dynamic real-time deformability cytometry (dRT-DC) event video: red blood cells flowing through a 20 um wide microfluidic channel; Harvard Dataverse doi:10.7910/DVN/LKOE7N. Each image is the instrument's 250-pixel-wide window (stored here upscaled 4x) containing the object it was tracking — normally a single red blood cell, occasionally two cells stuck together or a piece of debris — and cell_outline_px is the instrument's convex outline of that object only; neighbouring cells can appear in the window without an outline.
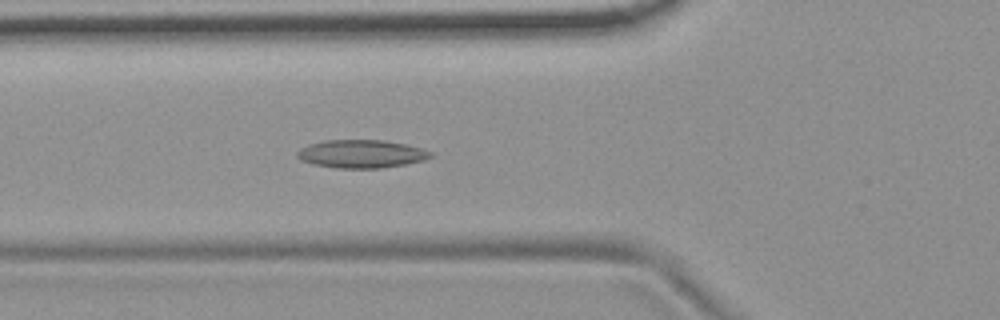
{"species": "common noctule bat (a hibernating species)", "species_latin": "Nyctalus noctula", "temperature_condition": "room temperature", "stored_images_in_passage": 49, "camera_frame_rate_fps": 3000, "um_per_image_px": 0.085, "animal": {"sex": "female", "body_mass_g": 19.9}, "frame": {"image": 1, "passage_image": 20, "time_ms": 6.333, "image_size_px": [1000, 320], "cell_outline_px": [[432, 156], [424, 160], [404, 164], [380, 168], [336, 168], [312, 164], [300, 160], [296, 156], [296, 152], [300, 148], [308, 144], [324, 140], [384, 140], [404, 144], [420, 148], [432, 152]], "centroid_in_image_um": [30.65, 13.08], "position_along_channel_um": 95.1, "area_um2": 21.85}}
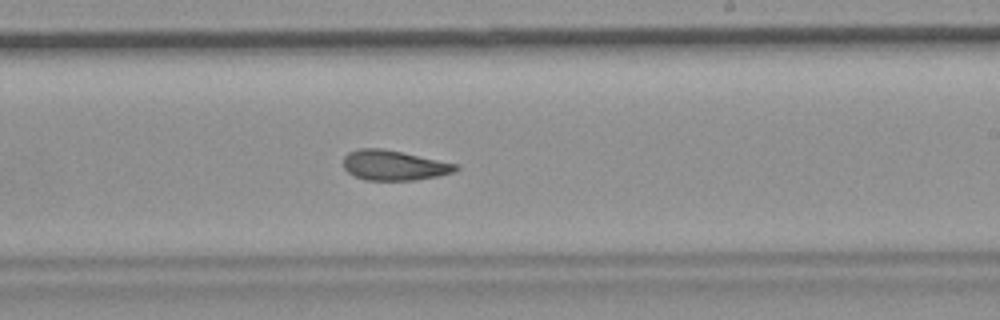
{"frame": {"image": 2, "passage_image": 33, "time_ms": 10.667, "image_size_px": [1000, 320], "cell_outline_px": [[460, 168], [456, 172], [416, 180], [364, 180], [352, 176], [344, 168], [344, 156], [348, 152], [360, 148], [384, 148], [460, 164]], "centroid_in_image_um": [33.51, 14.05], "position_along_channel_um": 255.5, "area_um2": 20.0}}
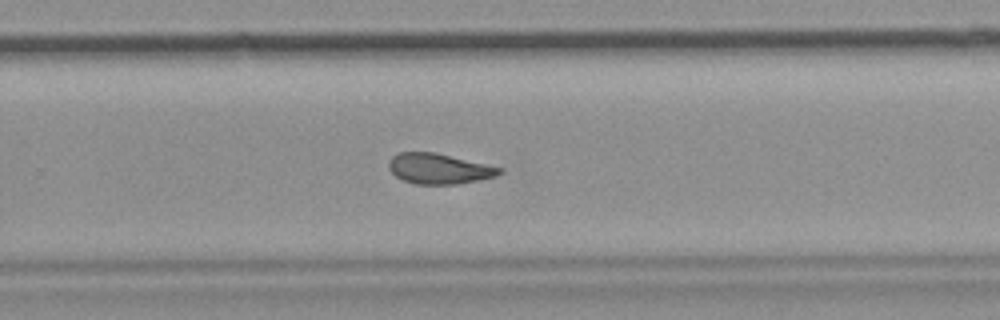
{"frame": {"image": 3, "passage_image": 36, "time_ms": 11.667, "image_size_px": [1000, 320], "cell_outline_px": [[504, 172], [496, 176], [456, 184], [416, 184], [404, 180], [396, 176], [388, 168], [388, 160], [396, 152], [436, 152], [504, 168]], "centroid_in_image_um": [37.31, 14.32], "position_along_channel_um": 292.5, "area_um2": 19.71}, "authors_computed_cell_mechanics": {"area_um2": 20.3456, "velocity_mm_per_s": 3.7082, "shape_relaxation_time_tau1_ms": null, "shape_relaxation_time_tau2_ms": 2.6889, "deformation_change_tau1": null, "deformation_change_tau2": 0.0961}}